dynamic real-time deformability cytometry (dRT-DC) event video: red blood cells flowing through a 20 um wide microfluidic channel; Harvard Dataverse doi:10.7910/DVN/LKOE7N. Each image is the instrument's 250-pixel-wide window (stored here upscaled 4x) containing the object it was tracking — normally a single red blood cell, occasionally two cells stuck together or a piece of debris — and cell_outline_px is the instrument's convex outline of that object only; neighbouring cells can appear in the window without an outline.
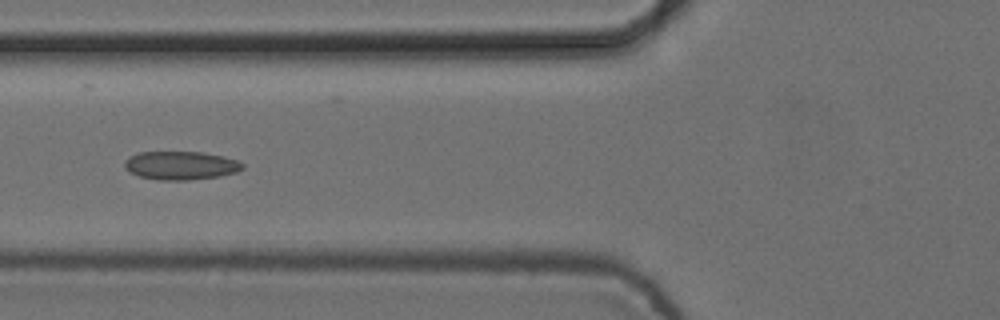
{"species": "common noctule bat (a hibernating species)", "species_latin": "Nyctalus noctula", "temperature_condition": "cold", "stored_images_in_passage": 6, "camera_frame_rate_fps": 3000, "um_per_image_px": 0.085, "animal": {"sex": "female", "body_mass_g": 24.6, "forearm_length_mm": 56.2}, "frame": {"image": 1, "passage_image": 4, "time_ms": 1.0, "image_size_px": [1000, 320], "cell_outline_px": [[244, 168], [236, 172], [220, 176], [188, 180], [156, 180], [140, 176], [128, 172], [124, 168], [124, 160], [136, 152], [200, 152], [224, 156], [236, 160], [244, 164]], "centroid_in_image_um": [15.33, 14.06], "position_along_channel_um": 110.5, "area_um2": 19.71}}
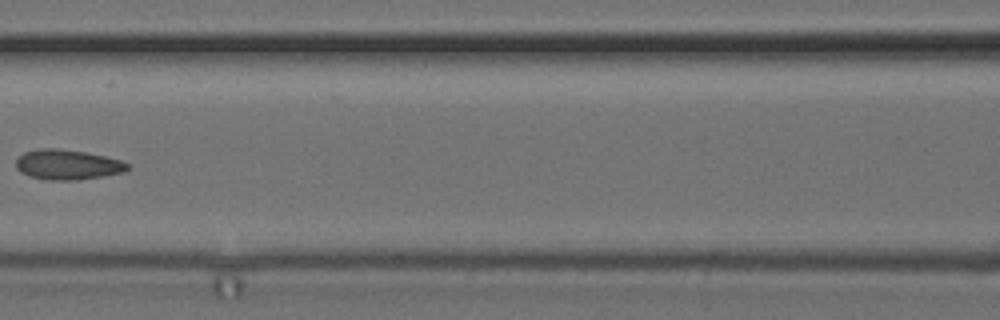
{"frame": {"image": 2, "passage_image": 5, "time_ms": 1.333, "image_size_px": [1000, 320], "cell_outline_px": [[128, 168], [124, 172], [104, 176], [76, 180], [48, 180], [28, 176], [20, 172], [16, 168], [16, 160], [24, 152], [40, 148], [56, 148], [84, 152], [104, 156], [120, 160], [128, 164]], "centroid_in_image_um": [5.71, 14.0], "position_along_channel_um": 160.9, "area_um2": 19.48}}
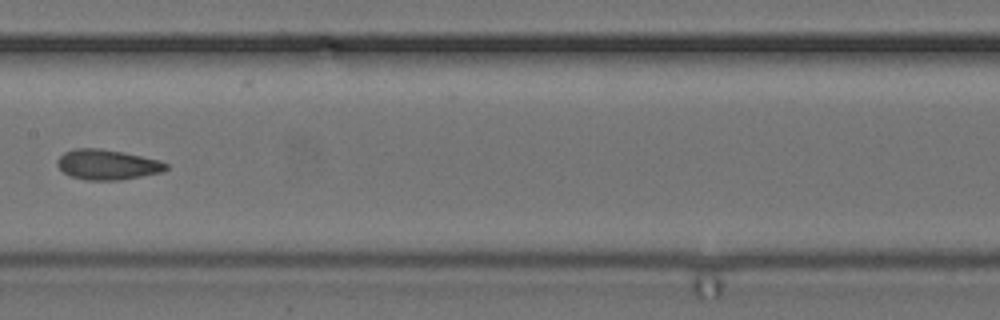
{"frame": {"image": 3, "passage_image": 6, "time_ms": 1.667, "image_size_px": [1000, 320], "cell_outline_px": [[168, 168], [160, 172], [120, 180], [84, 180], [72, 176], [64, 172], [56, 164], [56, 160], [64, 152], [76, 148], [100, 148], [124, 152], [160, 160], [168, 164]], "centroid_in_image_um": [9.11, 13.98], "position_along_channel_um": 198.3, "area_um2": 19.07}}